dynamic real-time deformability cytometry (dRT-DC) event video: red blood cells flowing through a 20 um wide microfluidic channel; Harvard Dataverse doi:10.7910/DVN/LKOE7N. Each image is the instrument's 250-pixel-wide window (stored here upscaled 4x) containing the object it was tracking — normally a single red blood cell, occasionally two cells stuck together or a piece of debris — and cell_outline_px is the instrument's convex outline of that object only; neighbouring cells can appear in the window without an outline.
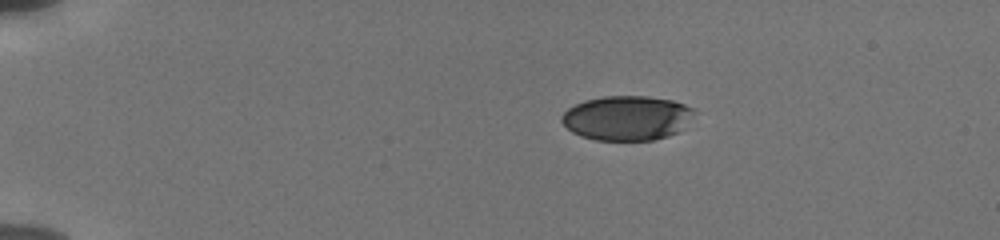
{"species": "human", "species_latin": "Homo sapiens", "temperature_condition": "cold", "stored_images_in_passage": 45, "camera_frame_rate_fps": 3000, "um_per_image_px": 0.085, "donor": {"sex": "male"}, "frame": {"image": 1, "passage_image": 1, "time_ms": 0.0, "image_size_px": [1000, 240], "cell_outline_px": [[696, 112], [676, 132], [668, 136], [652, 140], [596, 140], [580, 136], [572, 132], [560, 120], [560, 116], [568, 108], [584, 100], [604, 96], [644, 96], [672, 100], [684, 104], [692, 108]], "centroid_in_image_um": [53.24, 10.02], "position_along_channel_um": 31.8, "area_um2": 34.22}}
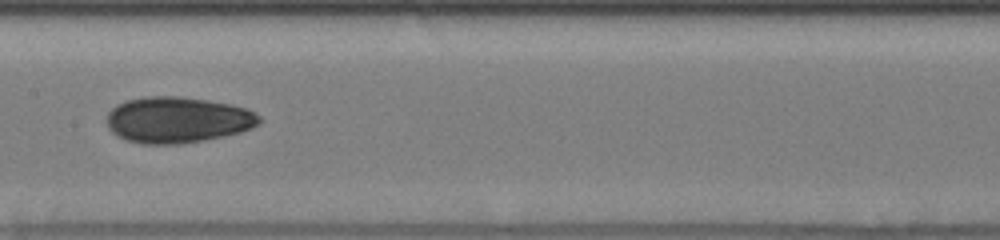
{"frame": {"image": 2, "passage_image": 20, "time_ms": 6.333, "image_size_px": [1000, 240], "cell_outline_px": [[264, 120], [260, 124], [252, 128], [240, 132], [224, 136], [204, 140], [180, 144], [140, 144], [124, 140], [116, 136], [108, 128], [108, 112], [116, 104], [124, 100], [144, 96], [180, 96], [208, 100], [232, 104], [248, 108], [260, 116]], "centroid_in_image_um": [15.1, 10.18], "position_along_channel_um": 192.3, "area_um2": 41.62}}
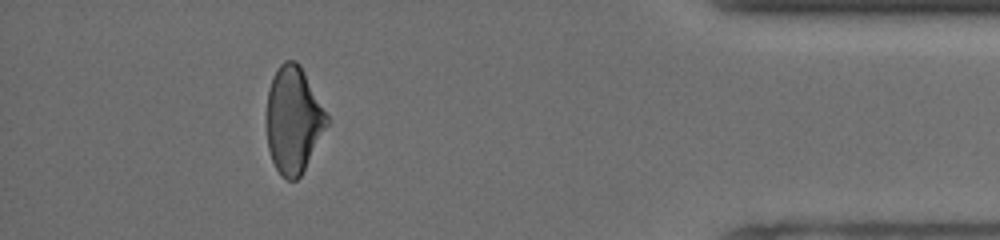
{"frame": {"image": 3, "passage_image": 40, "time_ms": 13.0, "image_size_px": [1000, 240], "cell_outline_px": [[328, 124], [300, 176], [296, 180], [288, 180], [276, 168], [272, 160], [268, 148], [264, 120], [268, 88], [272, 76], [280, 64], [284, 60], [296, 60], [300, 64], [328, 116]], "centroid_in_image_um": [24.89, 10.15], "position_along_channel_um": 410.3, "area_um2": 37.63}, "authors_computed_cell_mechanics": {"area_um2": 38.6104, "velocity_mm_per_s": 3.853, "shape_relaxation_time_tau1_ms": 4.8069, "shape_relaxation_time_tau2_ms": 3.7578, "deformation_change_tau1": 0.1378, "deformation_change_tau2": 0.082}}